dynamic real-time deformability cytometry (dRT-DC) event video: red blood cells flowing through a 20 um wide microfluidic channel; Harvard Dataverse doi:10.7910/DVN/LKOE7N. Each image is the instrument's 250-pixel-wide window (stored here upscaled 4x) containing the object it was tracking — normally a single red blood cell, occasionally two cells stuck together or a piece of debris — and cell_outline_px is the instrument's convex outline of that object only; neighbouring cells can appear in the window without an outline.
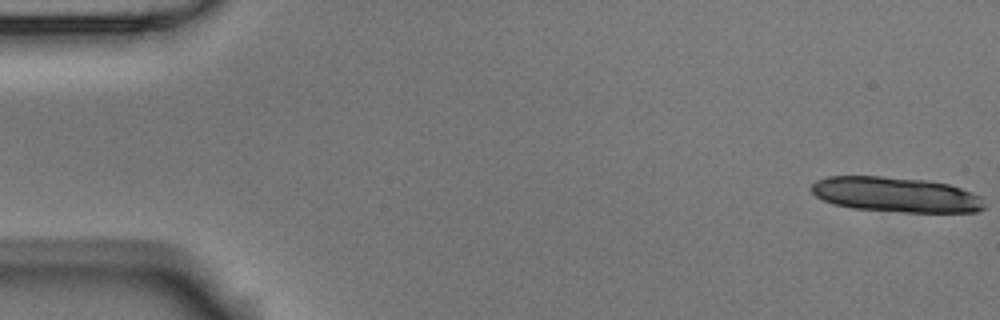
{"species": "Egyptian fruit bat (a non-hibernating species)", "species_latin": "Rousettus aegyptiacus", "temperature_condition": "room temperature", "stored_images_in_passage": 15, "camera_frame_rate_fps": 3000, "um_per_image_px": 0.085, "animal": {"sex": "male"}, "frame": {"image": 1, "passage_image": 1, "time_ms": 0.0, "image_size_px": [1000, 320], "cell_outline_px": [[984, 208], [976, 212], [904, 212], [852, 208], [836, 204], [824, 200], [816, 196], [812, 192], [812, 184], [816, 180], [828, 176], [880, 176], [924, 180], [948, 184], [972, 192], [980, 196], [984, 204]], "centroid_in_image_um": [76.15, 16.54], "position_along_channel_um": 8.9, "area_um2": 35.14}}